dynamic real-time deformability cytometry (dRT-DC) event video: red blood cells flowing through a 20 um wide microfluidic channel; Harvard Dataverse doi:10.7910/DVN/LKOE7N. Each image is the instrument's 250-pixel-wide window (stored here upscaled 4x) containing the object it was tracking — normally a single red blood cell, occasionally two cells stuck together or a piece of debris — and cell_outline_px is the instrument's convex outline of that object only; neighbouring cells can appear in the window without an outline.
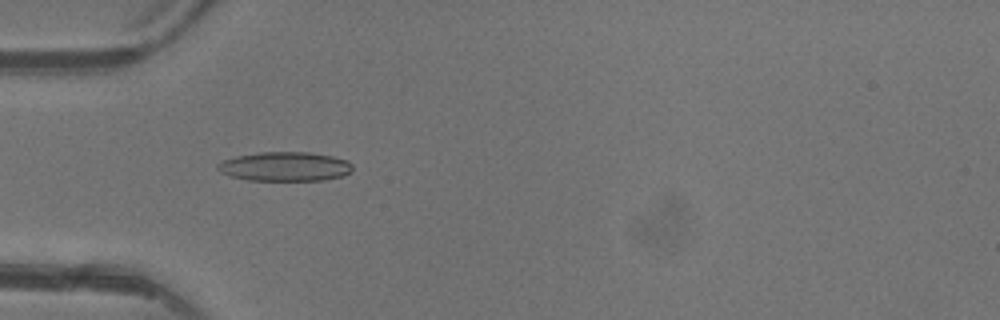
{"species": "common noctule bat (a hibernating species)", "species_latin": "Nyctalus noctula", "temperature_condition": "warm", "stored_images_in_passage": 3, "camera_frame_rate_fps": 3000, "um_per_image_px": 0.085, "animal": {"sex": "female"}, "frame": {"image": 1, "passage_image": 3, "time_ms": 3.333, "image_size_px": [1000, 320], "cell_outline_px": [[352, 168], [344, 176], [324, 180], [248, 180], [232, 176], [220, 172], [216, 168], [216, 164], [224, 160], [236, 156], [260, 152], [308, 152], [332, 156], [348, 160], [352, 164]], "centroid_in_image_um": [24.22, 14.15], "position_along_channel_um": 60.8, "area_um2": 22.95}}